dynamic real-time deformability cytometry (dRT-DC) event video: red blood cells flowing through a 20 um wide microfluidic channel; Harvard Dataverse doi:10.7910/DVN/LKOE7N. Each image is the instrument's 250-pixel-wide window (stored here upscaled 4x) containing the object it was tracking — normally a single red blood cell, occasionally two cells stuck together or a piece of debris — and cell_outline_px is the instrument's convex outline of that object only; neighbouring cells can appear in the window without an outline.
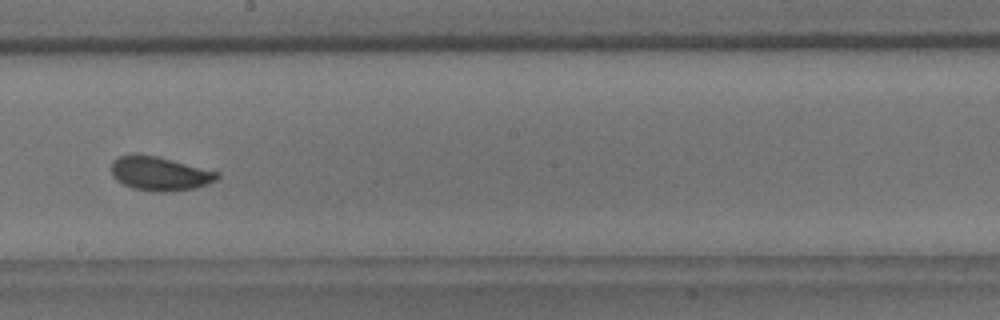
{"species": "common noctule bat (a hibernating species)", "species_latin": "Nyctalus noctula", "temperature_condition": "room temperature", "stored_images_in_passage": 16, "camera_frame_rate_fps": 3000, "um_per_image_px": 0.085, "animal": {"sex": "male", "body_mass_g": 18.8}, "frame": {"image": 1, "passage_image": 10, "time_ms": 3.0, "image_size_px": [1000, 320], "cell_outline_px": [[220, 176], [216, 180], [208, 184], [196, 188], [164, 192], [156, 192], [132, 188], [116, 180], [112, 176], [112, 160], [120, 156], [156, 156], [220, 172]], "centroid_in_image_um": [13.61, 14.78], "position_along_channel_um": 234.6, "area_um2": 20.63}}
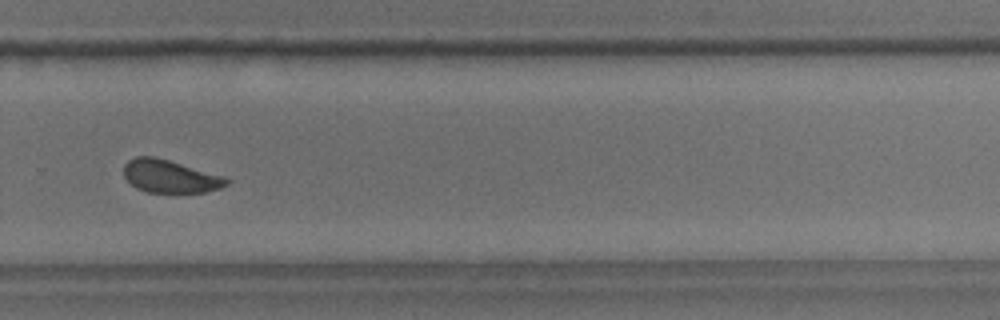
{"frame": {"image": 2, "passage_image": 12, "time_ms": 3.667, "image_size_px": [1000, 320], "cell_outline_px": [[232, 180], [228, 184], [220, 188], [204, 192], [148, 192], [136, 188], [124, 176], [124, 164], [128, 160], [136, 156], [156, 156], [224, 176]], "centroid_in_image_um": [14.46, 14.97], "position_along_channel_um": 315.3, "area_um2": 19.71}}